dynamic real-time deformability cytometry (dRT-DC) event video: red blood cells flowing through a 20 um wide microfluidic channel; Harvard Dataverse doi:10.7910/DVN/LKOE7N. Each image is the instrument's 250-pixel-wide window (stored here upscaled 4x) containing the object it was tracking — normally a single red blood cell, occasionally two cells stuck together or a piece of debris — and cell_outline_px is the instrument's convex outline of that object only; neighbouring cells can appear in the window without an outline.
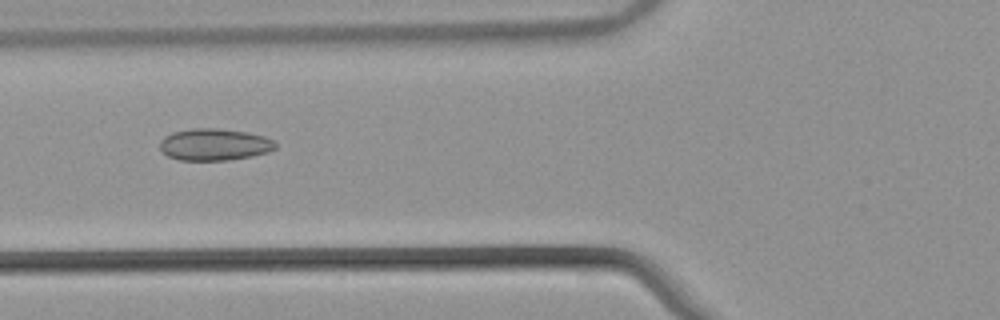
{"species": "common noctule bat (a hibernating species)", "species_latin": "Nyctalus noctula", "temperature_condition": "warm", "stored_images_in_passage": 44, "camera_frame_rate_fps": 3000, "um_per_image_px": 0.085, "animal": {"sex": "male", "body_mass_g": 21.5, "forearm_length_mm": 52.0}, "frame": {"image": 1, "passage_image": 12, "time_ms": 3.667, "image_size_px": [1000, 320], "cell_outline_px": [[276, 148], [268, 152], [252, 156], [228, 160], [180, 160], [168, 156], [160, 148], [160, 140], [164, 136], [172, 132], [192, 128], [220, 128], [248, 132], [264, 136], [276, 140]], "centroid_in_image_um": [18.25, 12.27], "position_along_channel_um": 107.6, "area_um2": 21.68}}
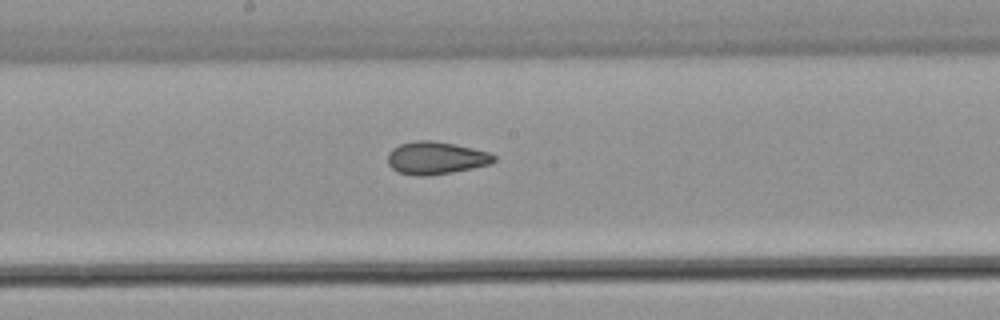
{"frame": {"image": 2, "passage_image": 20, "time_ms": 6.333, "image_size_px": [1000, 320], "cell_outline_px": [[496, 160], [488, 164], [472, 168], [452, 172], [424, 176], [416, 176], [396, 172], [388, 164], [388, 152], [392, 148], [400, 144], [416, 140], [432, 140], [456, 144], [488, 152], [496, 156]], "centroid_in_image_um": [37.01, 13.42], "position_along_channel_um": 211.2, "area_um2": 20.23}}
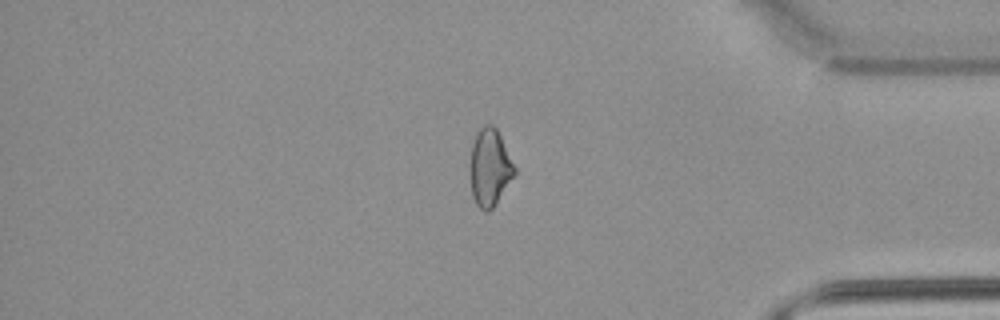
{"frame": {"image": 3, "passage_image": 36, "time_ms": 11.667, "image_size_px": [1000, 320], "cell_outline_px": [[516, 172], [492, 208], [488, 212], [484, 212], [476, 204], [472, 196], [472, 144], [476, 132], [484, 124], [492, 124], [496, 128], [516, 168]], "centroid_in_image_um": [41.64, 14.22], "position_along_channel_um": 393.6, "area_um2": 19.36}, "authors_computed_cell_mechanics": {"area_um2": 20.2011, "velocity_mm_per_s": 3.8731, "shape_relaxation_time_tau1_ms": null, "shape_relaxation_time_tau2_ms": 2.3783, "deformation_change_tau1": null, "deformation_change_tau2": 0.0704}}